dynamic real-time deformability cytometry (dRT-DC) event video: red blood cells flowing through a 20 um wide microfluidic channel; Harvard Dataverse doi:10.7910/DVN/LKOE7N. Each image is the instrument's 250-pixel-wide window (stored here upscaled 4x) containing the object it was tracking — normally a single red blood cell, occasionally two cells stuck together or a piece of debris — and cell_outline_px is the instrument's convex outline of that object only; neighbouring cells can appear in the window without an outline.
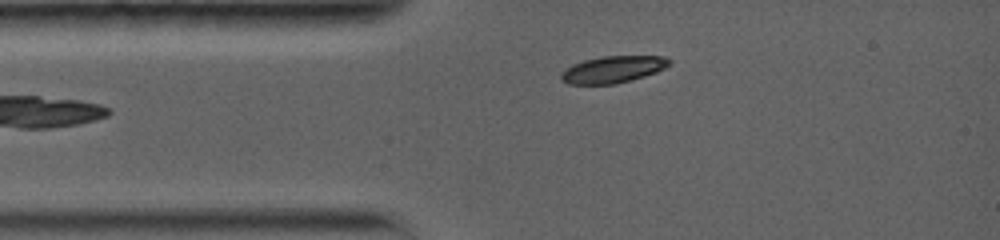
{"species": "common noctule bat (a hibernating species)", "species_latin": "Nyctalus noctula", "temperature_condition": "warm", "stored_images_in_passage": 32, "camera_frame_rate_fps": 5000, "um_per_image_px": 0.085, "animal": {"sex": "female", "body_mass_g": 19.0, "forearm_length_mm": 56.7}, "frame": {"image": 1, "passage_image": 2, "time_ms": 0.4, "image_size_px": [1000, 240], "cell_outline_px": [[672, 64], [656, 72], [644, 76], [616, 84], [568, 84], [560, 76], [572, 64], [584, 60], [600, 56], [668, 56], [672, 60]], "centroid_in_image_um": [52.17, 5.88], "position_along_channel_um": 32.8, "area_um2": 16.88}}
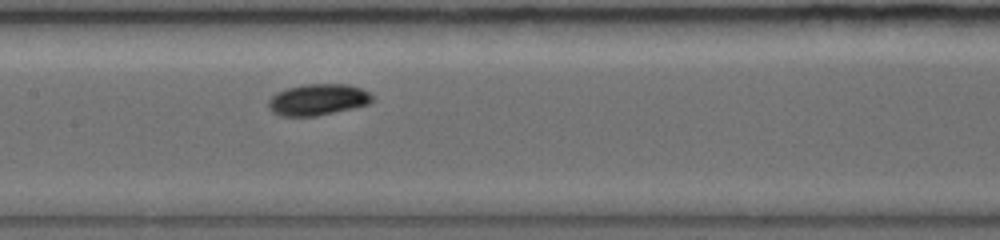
{"frame": {"image": 2, "passage_image": 15, "time_ms": 4.6, "image_size_px": [1000, 240], "cell_outline_px": [[376, 96], [368, 104], [352, 108], [316, 116], [280, 116], [272, 112], [268, 108], [268, 100], [276, 92], [288, 88], [304, 84], [348, 84], [360, 88]], "centroid_in_image_um": [27.0, 8.47], "position_along_channel_um": 180.4, "area_um2": 19.02}}
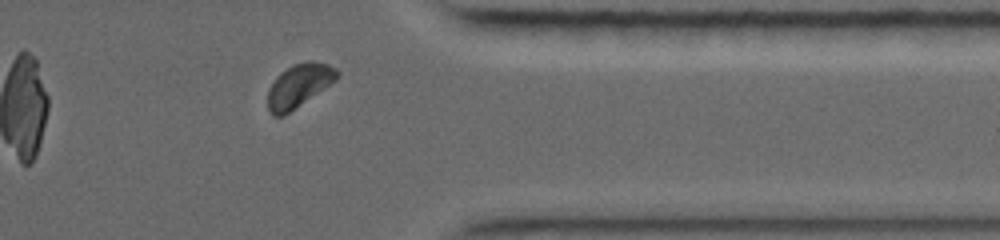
{"frame": {"image": 3, "passage_image": 29, "time_ms": 10.2, "image_size_px": [1000, 240], "cell_outline_px": [[340, 72], [336, 80], [284, 116], [272, 116], [268, 112], [268, 88], [276, 76], [280, 72], [292, 64], [308, 60], [312, 60], [328, 64], [336, 68]], "centroid_in_image_um": [25.39, 7.26], "position_along_channel_um": 386.0, "area_um2": 17.69}, "authors_computed_cell_mechanics": {"area_um2": 17.8024, "velocity_mm_per_s": 3.7818, "shape_relaxation_time_tau1_ms": 1.9544, "shape_relaxation_time_tau2_ms": null, "deformation_change_tau1": 0.1141, "deformation_change_tau2": null}}